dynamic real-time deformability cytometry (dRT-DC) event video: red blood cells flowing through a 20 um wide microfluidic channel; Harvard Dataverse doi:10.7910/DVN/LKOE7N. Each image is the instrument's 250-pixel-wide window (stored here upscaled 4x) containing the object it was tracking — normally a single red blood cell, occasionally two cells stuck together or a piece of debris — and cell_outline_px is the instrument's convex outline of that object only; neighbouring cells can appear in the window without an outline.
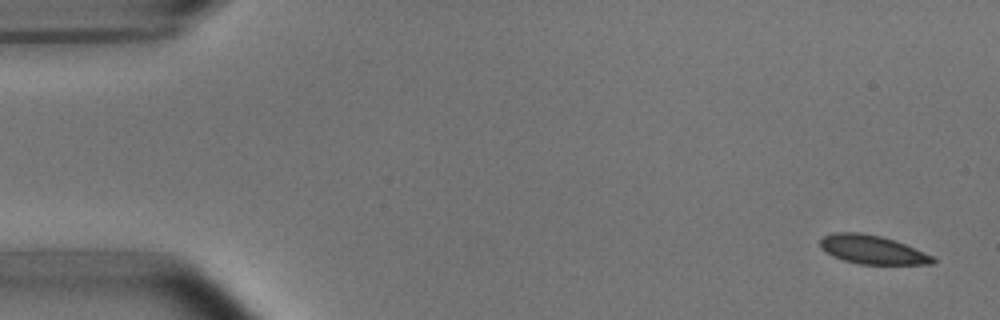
{"species": "common noctule bat (a hibernating species)", "species_latin": "Nyctalus noctula", "temperature_condition": "room temperature", "stored_images_in_passage": 5, "camera_frame_rate_fps": 3000, "um_per_image_px": 0.085, "animal": {"sex": "male", "body_mass_g": 15.6}, "frame": {"image": 1, "passage_image": 1, "time_ms": 0.0, "image_size_px": [1000, 320], "cell_outline_px": [[936, 264], [860, 264], [844, 260], [832, 256], [820, 248], [820, 240], [824, 236], [836, 232], [860, 232], [880, 236], [904, 244], [936, 256]], "centroid_in_image_um": [74.17, 21.23], "position_along_channel_um": 10.8, "area_um2": 18.84}}